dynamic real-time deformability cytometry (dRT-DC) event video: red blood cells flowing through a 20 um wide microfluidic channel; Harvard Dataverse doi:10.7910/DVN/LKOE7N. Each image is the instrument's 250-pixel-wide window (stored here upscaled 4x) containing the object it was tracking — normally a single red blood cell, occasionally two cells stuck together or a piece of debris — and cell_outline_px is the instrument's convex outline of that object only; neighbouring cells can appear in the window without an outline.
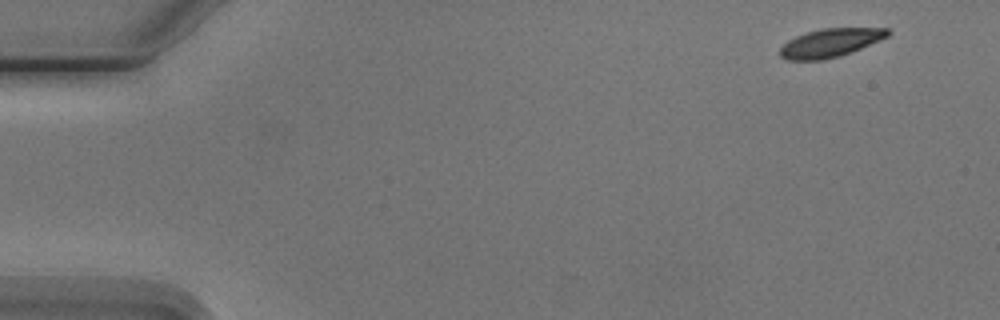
{"species": "Egyptian fruit bat (a non-hibernating species)", "species_latin": "Rousettus aegyptiacus", "temperature_condition": "cold", "stored_images_in_passage": 4, "camera_frame_rate_fps": 3000, "um_per_image_px": 0.085, "animal": {"sex": "male"}, "frame": {"image": 1, "passage_image": 1, "time_ms": 0.0, "image_size_px": [1000, 320], "cell_outline_px": [[892, 32], [888, 36], [880, 40], [852, 52], [840, 56], [824, 60], [784, 60], [780, 56], [780, 48], [788, 40], [804, 32], [820, 28], [888, 28]], "centroid_in_image_um": [70.57, 3.64], "position_along_channel_um": 14.4, "area_um2": 18.09}}
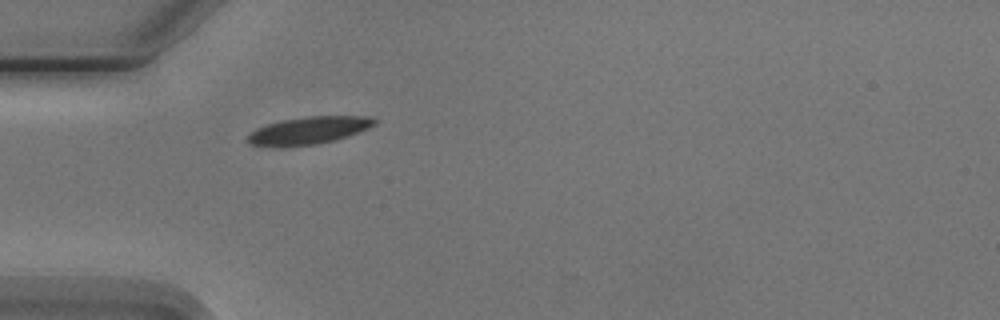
{"frame": {"image": 2, "passage_image": 4, "time_ms": 4.333, "image_size_px": [1000, 320], "cell_outline_px": [[380, 120], [376, 124], [368, 128], [348, 136], [316, 144], [248, 144], [244, 140], [256, 128], [268, 124], [284, 120], [308, 116], [368, 116]], "centroid_in_image_um": [26.33, 11.04], "position_along_channel_um": 58.7, "area_um2": 19.48}}